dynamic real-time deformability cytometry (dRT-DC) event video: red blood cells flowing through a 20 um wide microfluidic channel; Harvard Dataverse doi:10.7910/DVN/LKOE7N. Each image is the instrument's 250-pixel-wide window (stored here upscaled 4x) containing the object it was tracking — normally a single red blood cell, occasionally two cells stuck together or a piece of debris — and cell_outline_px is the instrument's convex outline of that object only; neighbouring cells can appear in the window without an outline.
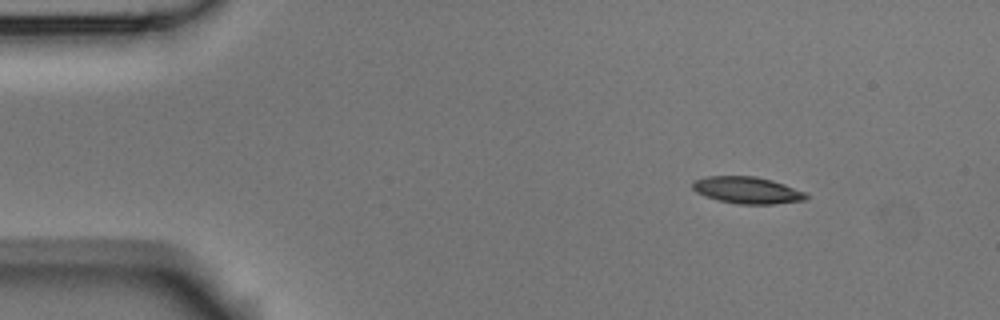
{"species": "Egyptian fruit bat (a non-hibernating species)", "species_latin": "Rousettus aegyptiacus", "temperature_condition": "room temperature", "stored_images_in_passage": 3, "camera_frame_rate_fps": 3000, "um_per_image_px": 0.085, "animal": {"sex": "male"}, "frame": {"image": 1, "passage_image": 1, "time_ms": 0.0, "image_size_px": [1000, 320], "cell_outline_px": [[808, 196], [804, 200], [772, 204], [736, 204], [716, 200], [704, 196], [696, 192], [692, 188], [692, 180], [708, 176], [756, 176], [772, 180], [808, 192]], "centroid_in_image_um": [63.49, 16.16], "position_along_channel_um": 21.5, "area_um2": 17.98}}